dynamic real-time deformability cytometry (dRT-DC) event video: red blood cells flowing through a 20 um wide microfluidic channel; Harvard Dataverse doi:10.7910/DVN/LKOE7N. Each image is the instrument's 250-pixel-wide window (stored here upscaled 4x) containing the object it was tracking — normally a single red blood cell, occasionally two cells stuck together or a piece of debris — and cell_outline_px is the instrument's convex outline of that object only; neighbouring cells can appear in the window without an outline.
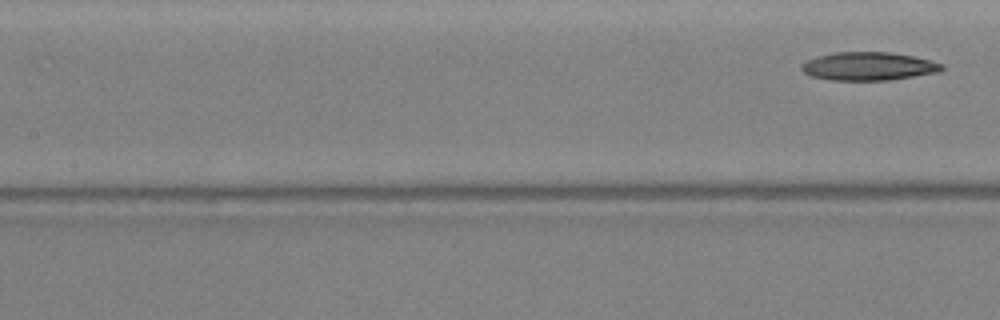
{"species": "Egyptian fruit bat (a non-hibernating species)", "species_latin": "Rousettus aegyptiacus", "temperature_condition": "warm", "stored_images_in_passage": 5, "segment_of_instrument_passage": [2, 2], "camera_frame_rate_fps": 3000, "um_per_image_px": 0.085, "animal": {"sex": "female"}, "frame": {"image": 1, "passage_image": 5, "time_ms": 1.333, "image_size_px": [1000, 320], "cell_outline_px": [[944, 68], [940, 72], [888, 80], [828, 80], [812, 76], [804, 72], [800, 68], [800, 64], [816, 56], [832, 52], [888, 52], [912, 56], [944, 64]], "centroid_in_image_um": [73.79, 5.63], "position_along_channel_um": 133.6, "area_um2": 23.12}}